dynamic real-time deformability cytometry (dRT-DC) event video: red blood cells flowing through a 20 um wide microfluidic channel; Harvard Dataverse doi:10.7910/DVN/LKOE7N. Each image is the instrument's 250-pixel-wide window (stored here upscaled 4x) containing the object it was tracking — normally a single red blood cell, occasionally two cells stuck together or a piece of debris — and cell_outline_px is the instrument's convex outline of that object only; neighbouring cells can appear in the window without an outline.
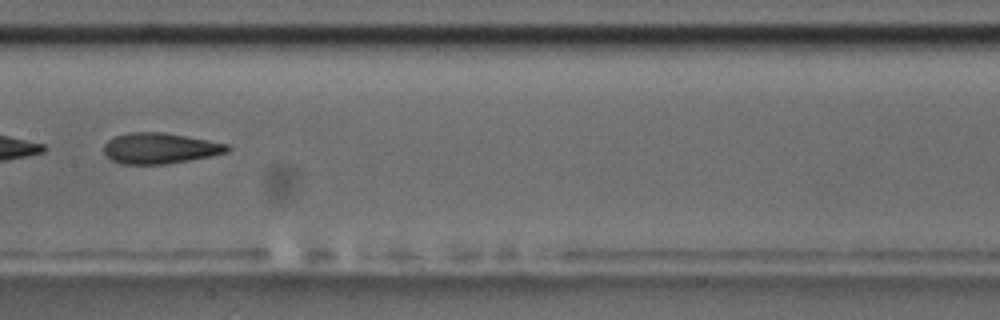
{"species": "common noctule bat (a hibernating species)", "species_latin": "Nyctalus noctula", "temperature_condition": "room temperature", "stored_images_in_passage": 8, "camera_frame_rate_fps": 3000, "um_per_image_px": 0.085, "animal": {"sex": "male", "body_mass_g": 17.5, "forearm_length_mm": 52.3}, "frame": {"image": 1, "passage_image": 8, "time_ms": 8.0, "image_size_px": [1000, 320], "cell_outline_px": [[232, 148], [228, 152], [168, 164], [120, 164], [112, 160], [104, 152], [104, 144], [108, 140], [116, 136], [128, 132], [164, 132], [228, 144]], "centroid_in_image_um": [13.58, 12.6], "position_along_channel_um": 193.8, "area_um2": 22.02}}